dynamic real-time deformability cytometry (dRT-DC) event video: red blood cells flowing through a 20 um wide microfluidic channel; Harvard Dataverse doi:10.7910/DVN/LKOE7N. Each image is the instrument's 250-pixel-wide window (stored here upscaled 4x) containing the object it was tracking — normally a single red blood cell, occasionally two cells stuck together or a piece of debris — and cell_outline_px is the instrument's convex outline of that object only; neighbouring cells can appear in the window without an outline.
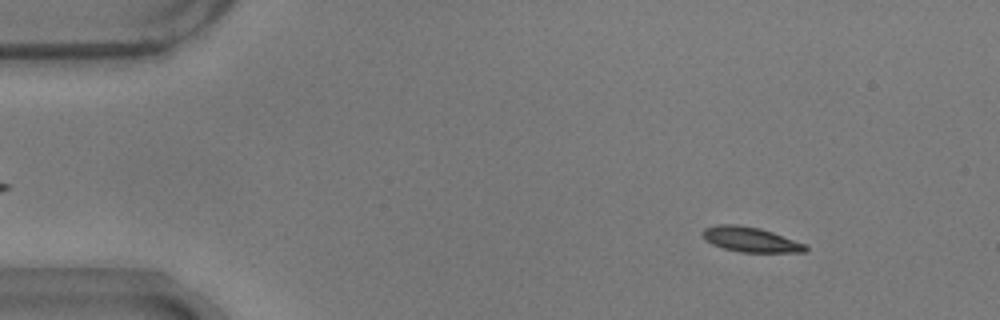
{"species": "common noctule bat (a hibernating species)", "species_latin": "Nyctalus noctula", "temperature_condition": "warm", "stored_images_in_passage": 54, "camera_frame_rate_fps": 3000, "um_per_image_px": 0.085, "animal": {"sex": "male", "body_mass_g": 17.9}, "frame": {"image": 1, "passage_image": 6, "time_ms": 1.667, "image_size_px": [1000, 320], "cell_outline_px": [[808, 252], [740, 252], [724, 248], [712, 244], [704, 240], [700, 232], [704, 228], [716, 224], [736, 224], [760, 228], [772, 232], [804, 244], [808, 248]], "centroid_in_image_um": [63.73, 20.35], "position_along_channel_um": 21.3, "area_um2": 14.97}}
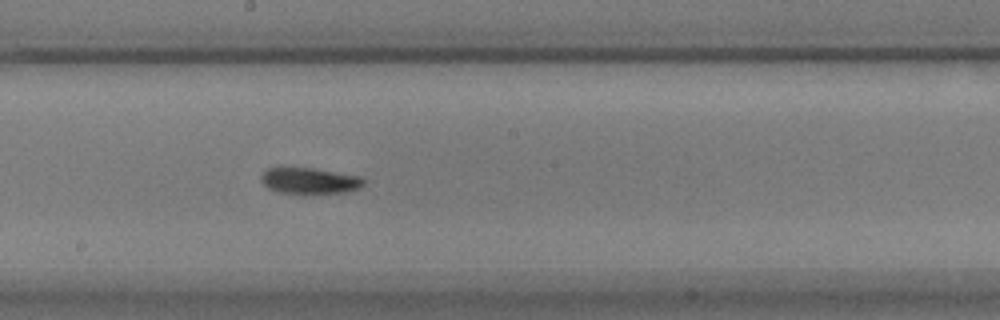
{"frame": {"image": 2, "passage_image": 29, "time_ms": 9.333, "image_size_px": [1000, 320], "cell_outline_px": [[364, 184], [360, 188], [344, 192], [312, 196], [276, 192], [268, 188], [260, 180], [260, 176], [268, 168], [312, 168], [364, 176]], "centroid_in_image_um": [26.35, 15.41], "position_along_channel_um": 221.9, "area_um2": 16.3}}
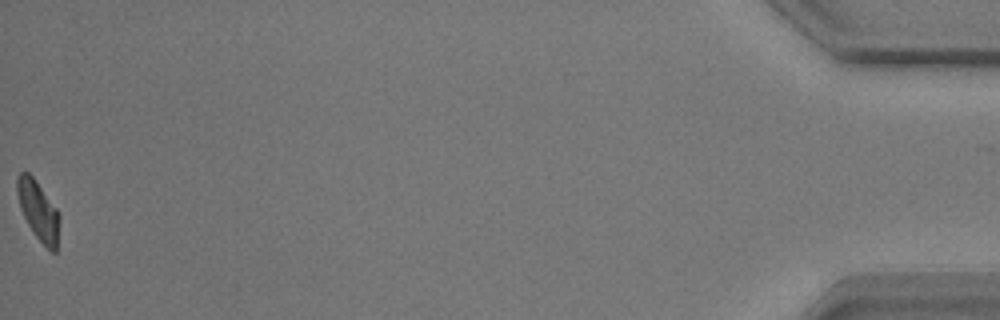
{"frame": {"image": 3, "passage_image": 54, "time_ms": 17.667, "image_size_px": [1000, 320], "cell_outline_px": [[60, 220], [56, 252], [52, 252], [36, 236], [28, 224], [20, 208], [16, 192], [16, 176], [20, 172], [28, 172], [36, 180], [56, 208], [60, 216]], "centroid_in_image_um": [3.24, 17.86], "position_along_channel_um": 432.0, "area_um2": 14.57}, "authors_computed_cell_mechanics": {"area_um2": 15.0569, "velocity_mm_per_s": 3.7014, "shape_relaxation_time_tau1_ms": 2.8042, "shape_relaxation_time_tau2_ms": 4.2288, "deformation_change_tau1": 0.1421, "deformation_change_tau2": 0.0889}}